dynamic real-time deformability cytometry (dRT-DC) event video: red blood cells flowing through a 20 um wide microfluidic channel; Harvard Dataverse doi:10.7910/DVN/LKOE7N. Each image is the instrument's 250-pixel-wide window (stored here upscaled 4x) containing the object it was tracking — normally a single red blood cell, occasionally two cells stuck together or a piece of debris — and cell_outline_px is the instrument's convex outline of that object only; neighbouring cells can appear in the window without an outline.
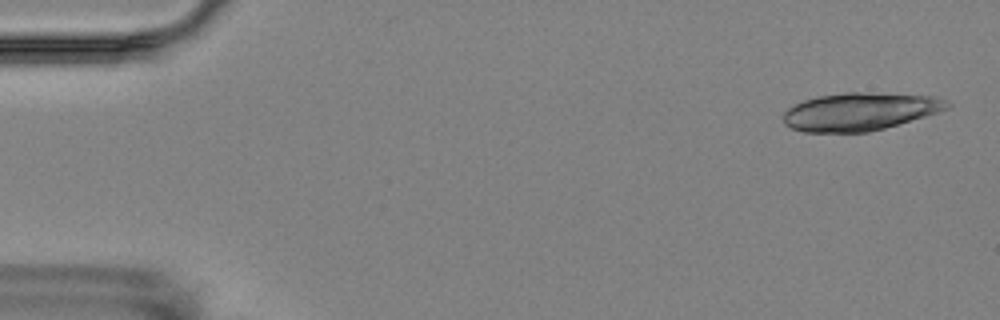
{"species": "Egyptian fruit bat (a non-hibernating species)", "species_latin": "Rousettus aegyptiacus", "temperature_condition": "room temperature", "stored_images_in_passage": 5, "camera_frame_rate_fps": 3000, "um_per_image_px": 0.085, "animal": {"sex": "female"}, "frame": {"image": 1, "passage_image": 1, "time_ms": 0.0, "image_size_px": [1000, 320], "cell_outline_px": [[952, 104], [948, 108], [940, 112], [884, 128], [868, 132], [804, 132], [792, 128], [784, 124], [784, 112], [788, 108], [804, 100], [816, 96], [844, 92], [860, 92], [940, 96]], "centroid_in_image_um": [73.12, 9.47], "position_along_channel_um": 11.9, "area_um2": 36.24}}